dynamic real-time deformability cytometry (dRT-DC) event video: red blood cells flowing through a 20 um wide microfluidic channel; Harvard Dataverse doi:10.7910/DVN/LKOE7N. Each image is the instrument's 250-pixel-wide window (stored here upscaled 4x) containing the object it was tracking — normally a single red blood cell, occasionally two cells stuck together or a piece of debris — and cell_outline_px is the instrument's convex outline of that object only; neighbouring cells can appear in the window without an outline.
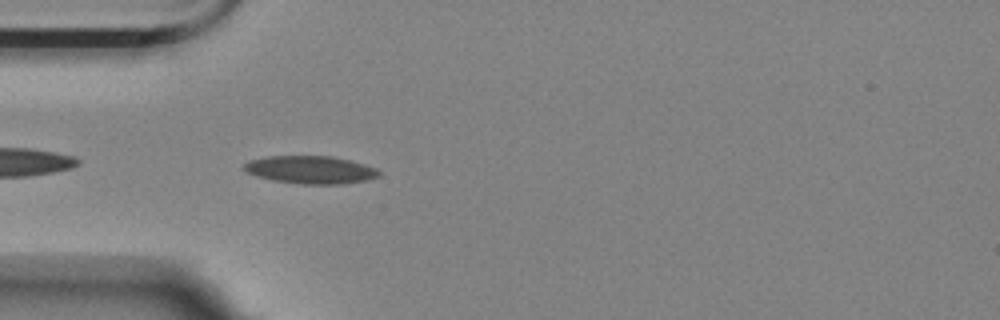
{"species": "Egyptian fruit bat (a non-hibernating species)", "species_latin": "Rousettus aegyptiacus", "temperature_condition": "room temperature", "stored_images_in_passage": 37, "camera_frame_rate_fps": 3000, "um_per_image_px": 0.085, "animal": {"sex": "female"}, "frame": {"image": 1, "passage_image": 2, "time_ms": 0.333, "image_size_px": [1000, 320], "cell_outline_px": [[380, 176], [368, 180], [344, 184], [300, 184], [272, 180], [256, 176], [240, 168], [248, 160], [268, 156], [332, 156], [364, 164], [376, 168], [380, 172]], "centroid_in_image_um": [26.38, 14.43], "position_along_channel_um": 58.6, "area_um2": 22.02}}
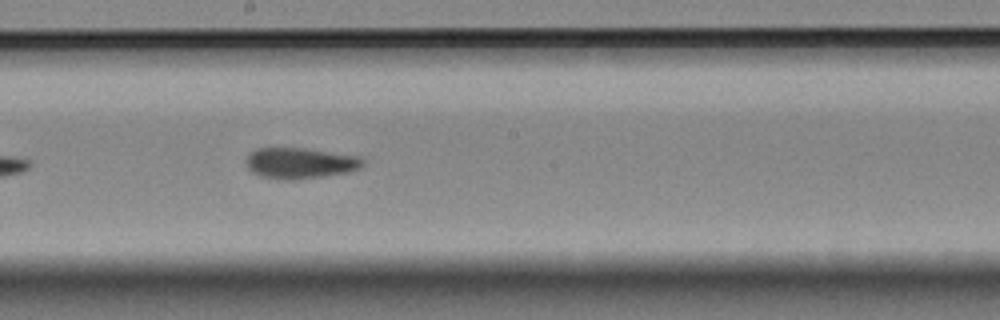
{"frame": {"image": 2, "passage_image": 16, "time_ms": 5.0, "image_size_px": [1000, 320], "cell_outline_px": [[364, 164], [360, 168], [348, 172], [292, 180], [288, 180], [260, 176], [252, 172], [244, 164], [244, 160], [256, 148], [304, 148], [364, 156]], "centroid_in_image_um": [25.52, 13.85], "position_along_channel_um": 222.7, "area_um2": 21.15}}
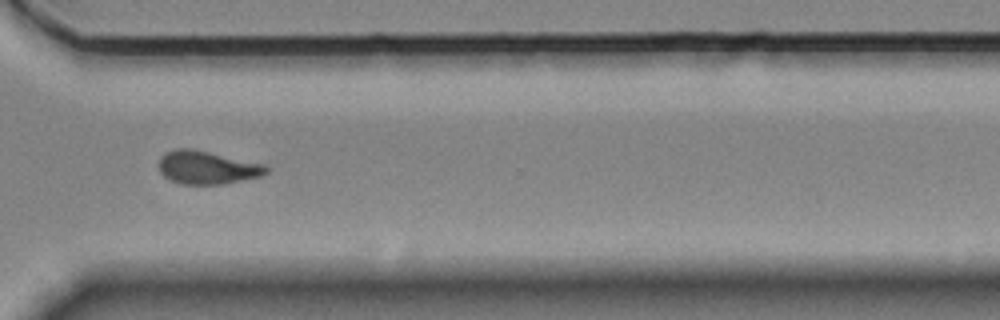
{"frame": {"image": 3, "passage_image": 27, "time_ms": 8.667, "image_size_px": [1000, 320], "cell_outline_px": [[272, 168], [268, 172], [260, 176], [220, 184], [180, 184], [164, 176], [160, 172], [160, 156], [164, 152], [176, 148], [192, 148], [268, 164]], "centroid_in_image_um": [17.65, 14.21], "position_along_channel_um": 353.0, "area_um2": 20.98}, "authors_computed_cell_mechanics": {"area_um2": 20.6924, "velocity_mm_per_s": 3.5547, "shape_relaxation_time_tau1_ms": null, "shape_relaxation_time_tau2_ms": 4.6322, "deformation_change_tau1": null, "deformation_change_tau2": 0.0945}}